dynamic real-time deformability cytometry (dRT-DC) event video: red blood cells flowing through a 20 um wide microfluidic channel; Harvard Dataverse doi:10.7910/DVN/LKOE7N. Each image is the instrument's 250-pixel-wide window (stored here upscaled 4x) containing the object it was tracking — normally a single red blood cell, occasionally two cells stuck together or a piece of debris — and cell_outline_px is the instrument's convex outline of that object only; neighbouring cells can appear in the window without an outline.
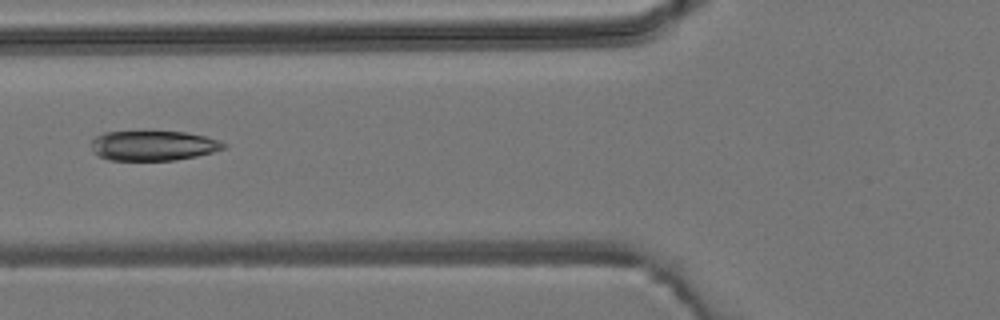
{"species": "common noctule bat (a hibernating species)", "species_latin": "Nyctalus noctula", "temperature_condition": "room temperature", "stored_images_in_passage": 6, "camera_frame_rate_fps": 3000, "um_per_image_px": 0.085, "animal": {"sex": "male", "body_mass_g": 19.2, "forearm_length_mm": 51.8}, "frame": {"image": 1, "passage_image": 6, "time_ms": 6.0, "image_size_px": [1000, 320], "cell_outline_px": [[228, 144], [224, 148], [212, 152], [196, 156], [176, 160], [108, 160], [92, 152], [92, 140], [96, 136], [104, 132], [188, 132], [220, 140]], "centroid_in_image_um": [13.04, 12.38], "position_along_channel_um": 112.8, "area_um2": 23.0}}